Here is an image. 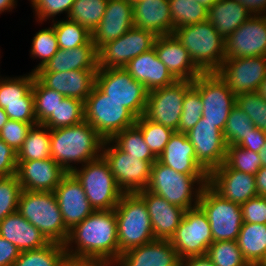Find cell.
I'll list each match as a JSON object with an SVG mask.
<instances>
[{
	"label": "cell",
	"mask_w": 266,
	"mask_h": 266,
	"mask_svg": "<svg viewBox=\"0 0 266 266\" xmlns=\"http://www.w3.org/2000/svg\"><path fill=\"white\" fill-rule=\"evenodd\" d=\"M64 245L67 255L114 265L119 260L115 210H95L70 230Z\"/></svg>",
	"instance_id": "cell-1"
},
{
	"label": "cell",
	"mask_w": 266,
	"mask_h": 266,
	"mask_svg": "<svg viewBox=\"0 0 266 266\" xmlns=\"http://www.w3.org/2000/svg\"><path fill=\"white\" fill-rule=\"evenodd\" d=\"M51 158L67 173L102 154L104 139L87 122L50 130ZM74 164V166H73Z\"/></svg>",
	"instance_id": "cell-2"
},
{
	"label": "cell",
	"mask_w": 266,
	"mask_h": 266,
	"mask_svg": "<svg viewBox=\"0 0 266 266\" xmlns=\"http://www.w3.org/2000/svg\"><path fill=\"white\" fill-rule=\"evenodd\" d=\"M207 184L208 175L179 173L157 159L151 166L146 190L188 210L198 206L202 190Z\"/></svg>",
	"instance_id": "cell-3"
},
{
	"label": "cell",
	"mask_w": 266,
	"mask_h": 266,
	"mask_svg": "<svg viewBox=\"0 0 266 266\" xmlns=\"http://www.w3.org/2000/svg\"><path fill=\"white\" fill-rule=\"evenodd\" d=\"M173 34L202 73L219 71L225 59V40L212 23L185 25L174 29Z\"/></svg>",
	"instance_id": "cell-4"
},
{
	"label": "cell",
	"mask_w": 266,
	"mask_h": 266,
	"mask_svg": "<svg viewBox=\"0 0 266 266\" xmlns=\"http://www.w3.org/2000/svg\"><path fill=\"white\" fill-rule=\"evenodd\" d=\"M17 211L38 228L49 242L66 243L70 230L64 224L54 192L22 189Z\"/></svg>",
	"instance_id": "cell-5"
},
{
	"label": "cell",
	"mask_w": 266,
	"mask_h": 266,
	"mask_svg": "<svg viewBox=\"0 0 266 266\" xmlns=\"http://www.w3.org/2000/svg\"><path fill=\"white\" fill-rule=\"evenodd\" d=\"M114 210L119 258L129 249L155 240L147 207L137 193H123Z\"/></svg>",
	"instance_id": "cell-6"
},
{
	"label": "cell",
	"mask_w": 266,
	"mask_h": 266,
	"mask_svg": "<svg viewBox=\"0 0 266 266\" xmlns=\"http://www.w3.org/2000/svg\"><path fill=\"white\" fill-rule=\"evenodd\" d=\"M81 183L94 210L115 209L123 191L118 187L110 166L101 155L71 172Z\"/></svg>",
	"instance_id": "cell-7"
},
{
	"label": "cell",
	"mask_w": 266,
	"mask_h": 266,
	"mask_svg": "<svg viewBox=\"0 0 266 266\" xmlns=\"http://www.w3.org/2000/svg\"><path fill=\"white\" fill-rule=\"evenodd\" d=\"M87 121L104 140L136 124V117L121 103L103 94L96 86L84 103Z\"/></svg>",
	"instance_id": "cell-8"
},
{
	"label": "cell",
	"mask_w": 266,
	"mask_h": 266,
	"mask_svg": "<svg viewBox=\"0 0 266 266\" xmlns=\"http://www.w3.org/2000/svg\"><path fill=\"white\" fill-rule=\"evenodd\" d=\"M95 86L109 98L121 103L136 118L144 115L148 90L124 68H98Z\"/></svg>",
	"instance_id": "cell-9"
},
{
	"label": "cell",
	"mask_w": 266,
	"mask_h": 266,
	"mask_svg": "<svg viewBox=\"0 0 266 266\" xmlns=\"http://www.w3.org/2000/svg\"><path fill=\"white\" fill-rule=\"evenodd\" d=\"M198 206L208 218L213 242L237 241L243 224L240 204L221 197L207 184L202 190Z\"/></svg>",
	"instance_id": "cell-10"
},
{
	"label": "cell",
	"mask_w": 266,
	"mask_h": 266,
	"mask_svg": "<svg viewBox=\"0 0 266 266\" xmlns=\"http://www.w3.org/2000/svg\"><path fill=\"white\" fill-rule=\"evenodd\" d=\"M193 87L200 93L203 121L214 123L223 132L230 111L236 105V95L217 72L201 73L193 80Z\"/></svg>",
	"instance_id": "cell-11"
},
{
	"label": "cell",
	"mask_w": 266,
	"mask_h": 266,
	"mask_svg": "<svg viewBox=\"0 0 266 266\" xmlns=\"http://www.w3.org/2000/svg\"><path fill=\"white\" fill-rule=\"evenodd\" d=\"M101 155L109 164L116 184L124 193H136L146 189L151 166L156 160H141L135 156H128L111 140H104Z\"/></svg>",
	"instance_id": "cell-12"
},
{
	"label": "cell",
	"mask_w": 266,
	"mask_h": 266,
	"mask_svg": "<svg viewBox=\"0 0 266 266\" xmlns=\"http://www.w3.org/2000/svg\"><path fill=\"white\" fill-rule=\"evenodd\" d=\"M170 242L180 259L206 255L213 237L208 218L199 206L185 211Z\"/></svg>",
	"instance_id": "cell-13"
},
{
	"label": "cell",
	"mask_w": 266,
	"mask_h": 266,
	"mask_svg": "<svg viewBox=\"0 0 266 266\" xmlns=\"http://www.w3.org/2000/svg\"><path fill=\"white\" fill-rule=\"evenodd\" d=\"M193 81H176L174 84L148 91L144 116L178 132L186 92Z\"/></svg>",
	"instance_id": "cell-14"
},
{
	"label": "cell",
	"mask_w": 266,
	"mask_h": 266,
	"mask_svg": "<svg viewBox=\"0 0 266 266\" xmlns=\"http://www.w3.org/2000/svg\"><path fill=\"white\" fill-rule=\"evenodd\" d=\"M157 37L150 31L133 26L97 51L98 68H124L130 60L154 48Z\"/></svg>",
	"instance_id": "cell-15"
},
{
	"label": "cell",
	"mask_w": 266,
	"mask_h": 266,
	"mask_svg": "<svg viewBox=\"0 0 266 266\" xmlns=\"http://www.w3.org/2000/svg\"><path fill=\"white\" fill-rule=\"evenodd\" d=\"M217 73L235 95L257 92L266 76V56L226 58Z\"/></svg>",
	"instance_id": "cell-16"
},
{
	"label": "cell",
	"mask_w": 266,
	"mask_h": 266,
	"mask_svg": "<svg viewBox=\"0 0 266 266\" xmlns=\"http://www.w3.org/2000/svg\"><path fill=\"white\" fill-rule=\"evenodd\" d=\"M257 56H266V15H252L225 40V59Z\"/></svg>",
	"instance_id": "cell-17"
},
{
	"label": "cell",
	"mask_w": 266,
	"mask_h": 266,
	"mask_svg": "<svg viewBox=\"0 0 266 266\" xmlns=\"http://www.w3.org/2000/svg\"><path fill=\"white\" fill-rule=\"evenodd\" d=\"M196 153L197 162L210 173L225 162L227 143L223 132L203 118L186 132Z\"/></svg>",
	"instance_id": "cell-18"
},
{
	"label": "cell",
	"mask_w": 266,
	"mask_h": 266,
	"mask_svg": "<svg viewBox=\"0 0 266 266\" xmlns=\"http://www.w3.org/2000/svg\"><path fill=\"white\" fill-rule=\"evenodd\" d=\"M208 185L221 197L240 205L258 196L255 175L231 169L225 162L208 174Z\"/></svg>",
	"instance_id": "cell-19"
},
{
	"label": "cell",
	"mask_w": 266,
	"mask_h": 266,
	"mask_svg": "<svg viewBox=\"0 0 266 266\" xmlns=\"http://www.w3.org/2000/svg\"><path fill=\"white\" fill-rule=\"evenodd\" d=\"M67 172L52 158L17 161L16 176L27 191L54 192Z\"/></svg>",
	"instance_id": "cell-20"
},
{
	"label": "cell",
	"mask_w": 266,
	"mask_h": 266,
	"mask_svg": "<svg viewBox=\"0 0 266 266\" xmlns=\"http://www.w3.org/2000/svg\"><path fill=\"white\" fill-rule=\"evenodd\" d=\"M65 226L71 230L95 210L87 199L81 183L67 173L54 190Z\"/></svg>",
	"instance_id": "cell-21"
},
{
	"label": "cell",
	"mask_w": 266,
	"mask_h": 266,
	"mask_svg": "<svg viewBox=\"0 0 266 266\" xmlns=\"http://www.w3.org/2000/svg\"><path fill=\"white\" fill-rule=\"evenodd\" d=\"M134 26L133 6L127 0H108L104 16L92 32V42L98 51Z\"/></svg>",
	"instance_id": "cell-22"
},
{
	"label": "cell",
	"mask_w": 266,
	"mask_h": 266,
	"mask_svg": "<svg viewBox=\"0 0 266 266\" xmlns=\"http://www.w3.org/2000/svg\"><path fill=\"white\" fill-rule=\"evenodd\" d=\"M154 48L159 60L177 81H193L202 73L174 34L158 36Z\"/></svg>",
	"instance_id": "cell-23"
},
{
	"label": "cell",
	"mask_w": 266,
	"mask_h": 266,
	"mask_svg": "<svg viewBox=\"0 0 266 266\" xmlns=\"http://www.w3.org/2000/svg\"><path fill=\"white\" fill-rule=\"evenodd\" d=\"M145 202L155 239L170 240L180 225L185 209L171 204L146 189L136 192Z\"/></svg>",
	"instance_id": "cell-24"
},
{
	"label": "cell",
	"mask_w": 266,
	"mask_h": 266,
	"mask_svg": "<svg viewBox=\"0 0 266 266\" xmlns=\"http://www.w3.org/2000/svg\"><path fill=\"white\" fill-rule=\"evenodd\" d=\"M96 73L97 70H70L35 72V75L46 87L85 103L95 86Z\"/></svg>",
	"instance_id": "cell-25"
},
{
	"label": "cell",
	"mask_w": 266,
	"mask_h": 266,
	"mask_svg": "<svg viewBox=\"0 0 266 266\" xmlns=\"http://www.w3.org/2000/svg\"><path fill=\"white\" fill-rule=\"evenodd\" d=\"M115 265L180 266V258L170 240L155 239L122 253Z\"/></svg>",
	"instance_id": "cell-26"
},
{
	"label": "cell",
	"mask_w": 266,
	"mask_h": 266,
	"mask_svg": "<svg viewBox=\"0 0 266 266\" xmlns=\"http://www.w3.org/2000/svg\"><path fill=\"white\" fill-rule=\"evenodd\" d=\"M124 69L148 91L170 86L177 81L159 60L155 48L130 60Z\"/></svg>",
	"instance_id": "cell-27"
},
{
	"label": "cell",
	"mask_w": 266,
	"mask_h": 266,
	"mask_svg": "<svg viewBox=\"0 0 266 266\" xmlns=\"http://www.w3.org/2000/svg\"><path fill=\"white\" fill-rule=\"evenodd\" d=\"M158 160L176 172L188 175H208L197 162L194 146L186 133L174 131Z\"/></svg>",
	"instance_id": "cell-28"
},
{
	"label": "cell",
	"mask_w": 266,
	"mask_h": 266,
	"mask_svg": "<svg viewBox=\"0 0 266 266\" xmlns=\"http://www.w3.org/2000/svg\"><path fill=\"white\" fill-rule=\"evenodd\" d=\"M0 236L14 244L21 252L39 249L50 243L41 231L18 211L9 214L0 222Z\"/></svg>",
	"instance_id": "cell-29"
},
{
	"label": "cell",
	"mask_w": 266,
	"mask_h": 266,
	"mask_svg": "<svg viewBox=\"0 0 266 266\" xmlns=\"http://www.w3.org/2000/svg\"><path fill=\"white\" fill-rule=\"evenodd\" d=\"M134 26L156 36L172 34L169 0H142L133 5Z\"/></svg>",
	"instance_id": "cell-30"
},
{
	"label": "cell",
	"mask_w": 266,
	"mask_h": 266,
	"mask_svg": "<svg viewBox=\"0 0 266 266\" xmlns=\"http://www.w3.org/2000/svg\"><path fill=\"white\" fill-rule=\"evenodd\" d=\"M98 53L94 45L73 49H59L48 63L36 72H65L70 70H97Z\"/></svg>",
	"instance_id": "cell-31"
},
{
	"label": "cell",
	"mask_w": 266,
	"mask_h": 266,
	"mask_svg": "<svg viewBox=\"0 0 266 266\" xmlns=\"http://www.w3.org/2000/svg\"><path fill=\"white\" fill-rule=\"evenodd\" d=\"M251 16L246 7L235 0H218L208 9V21L224 40Z\"/></svg>",
	"instance_id": "cell-32"
},
{
	"label": "cell",
	"mask_w": 266,
	"mask_h": 266,
	"mask_svg": "<svg viewBox=\"0 0 266 266\" xmlns=\"http://www.w3.org/2000/svg\"><path fill=\"white\" fill-rule=\"evenodd\" d=\"M237 243L250 266H261L266 260V224L243 223Z\"/></svg>",
	"instance_id": "cell-33"
},
{
	"label": "cell",
	"mask_w": 266,
	"mask_h": 266,
	"mask_svg": "<svg viewBox=\"0 0 266 266\" xmlns=\"http://www.w3.org/2000/svg\"><path fill=\"white\" fill-rule=\"evenodd\" d=\"M35 76L32 72L13 78L0 76V107L4 109L8 105L34 104L32 87Z\"/></svg>",
	"instance_id": "cell-34"
},
{
	"label": "cell",
	"mask_w": 266,
	"mask_h": 266,
	"mask_svg": "<svg viewBox=\"0 0 266 266\" xmlns=\"http://www.w3.org/2000/svg\"><path fill=\"white\" fill-rule=\"evenodd\" d=\"M50 129L36 124L28 131L21 149L17 152V161L42 160L51 158Z\"/></svg>",
	"instance_id": "cell-35"
},
{
	"label": "cell",
	"mask_w": 266,
	"mask_h": 266,
	"mask_svg": "<svg viewBox=\"0 0 266 266\" xmlns=\"http://www.w3.org/2000/svg\"><path fill=\"white\" fill-rule=\"evenodd\" d=\"M85 120L84 102L78 99L64 97L58 104L55 112L42 123L50 130L69 127L79 124Z\"/></svg>",
	"instance_id": "cell-36"
},
{
	"label": "cell",
	"mask_w": 266,
	"mask_h": 266,
	"mask_svg": "<svg viewBox=\"0 0 266 266\" xmlns=\"http://www.w3.org/2000/svg\"><path fill=\"white\" fill-rule=\"evenodd\" d=\"M53 28L55 30L58 48L73 49L82 45H94L92 42V33L77 22L66 20H54L52 18Z\"/></svg>",
	"instance_id": "cell-37"
},
{
	"label": "cell",
	"mask_w": 266,
	"mask_h": 266,
	"mask_svg": "<svg viewBox=\"0 0 266 266\" xmlns=\"http://www.w3.org/2000/svg\"><path fill=\"white\" fill-rule=\"evenodd\" d=\"M169 9L172 34L176 28L208 20V8L195 0H169Z\"/></svg>",
	"instance_id": "cell-38"
},
{
	"label": "cell",
	"mask_w": 266,
	"mask_h": 266,
	"mask_svg": "<svg viewBox=\"0 0 266 266\" xmlns=\"http://www.w3.org/2000/svg\"><path fill=\"white\" fill-rule=\"evenodd\" d=\"M107 2L108 0H75L66 18L92 33L104 16Z\"/></svg>",
	"instance_id": "cell-39"
},
{
	"label": "cell",
	"mask_w": 266,
	"mask_h": 266,
	"mask_svg": "<svg viewBox=\"0 0 266 266\" xmlns=\"http://www.w3.org/2000/svg\"><path fill=\"white\" fill-rule=\"evenodd\" d=\"M65 255V245L50 242L42 248L20 252L12 266H58Z\"/></svg>",
	"instance_id": "cell-40"
},
{
	"label": "cell",
	"mask_w": 266,
	"mask_h": 266,
	"mask_svg": "<svg viewBox=\"0 0 266 266\" xmlns=\"http://www.w3.org/2000/svg\"><path fill=\"white\" fill-rule=\"evenodd\" d=\"M111 141L128 156H135L141 160H157L144 141L142 131L136 125L117 133Z\"/></svg>",
	"instance_id": "cell-41"
},
{
	"label": "cell",
	"mask_w": 266,
	"mask_h": 266,
	"mask_svg": "<svg viewBox=\"0 0 266 266\" xmlns=\"http://www.w3.org/2000/svg\"><path fill=\"white\" fill-rule=\"evenodd\" d=\"M135 125L142 131L144 141L158 159L174 131L147 119L144 115L136 119Z\"/></svg>",
	"instance_id": "cell-42"
},
{
	"label": "cell",
	"mask_w": 266,
	"mask_h": 266,
	"mask_svg": "<svg viewBox=\"0 0 266 266\" xmlns=\"http://www.w3.org/2000/svg\"><path fill=\"white\" fill-rule=\"evenodd\" d=\"M35 116L37 124H42L64 99V95L46 87L36 76L33 81Z\"/></svg>",
	"instance_id": "cell-43"
},
{
	"label": "cell",
	"mask_w": 266,
	"mask_h": 266,
	"mask_svg": "<svg viewBox=\"0 0 266 266\" xmlns=\"http://www.w3.org/2000/svg\"><path fill=\"white\" fill-rule=\"evenodd\" d=\"M206 256L215 266H250L244 259L237 241L212 242Z\"/></svg>",
	"instance_id": "cell-44"
},
{
	"label": "cell",
	"mask_w": 266,
	"mask_h": 266,
	"mask_svg": "<svg viewBox=\"0 0 266 266\" xmlns=\"http://www.w3.org/2000/svg\"><path fill=\"white\" fill-rule=\"evenodd\" d=\"M58 50V41L53 25L39 30L32 39L30 54L32 55L31 57L41 60L31 72L35 73L44 67Z\"/></svg>",
	"instance_id": "cell-45"
},
{
	"label": "cell",
	"mask_w": 266,
	"mask_h": 266,
	"mask_svg": "<svg viewBox=\"0 0 266 266\" xmlns=\"http://www.w3.org/2000/svg\"><path fill=\"white\" fill-rule=\"evenodd\" d=\"M254 128L251 118L235 105L230 111L223 131L225 142L227 145H238Z\"/></svg>",
	"instance_id": "cell-46"
},
{
	"label": "cell",
	"mask_w": 266,
	"mask_h": 266,
	"mask_svg": "<svg viewBox=\"0 0 266 266\" xmlns=\"http://www.w3.org/2000/svg\"><path fill=\"white\" fill-rule=\"evenodd\" d=\"M225 163L231 169L251 175H255L262 167V162L257 152L238 145H227Z\"/></svg>",
	"instance_id": "cell-47"
},
{
	"label": "cell",
	"mask_w": 266,
	"mask_h": 266,
	"mask_svg": "<svg viewBox=\"0 0 266 266\" xmlns=\"http://www.w3.org/2000/svg\"><path fill=\"white\" fill-rule=\"evenodd\" d=\"M236 105L251 118L255 127L266 129V100L258 92L236 95Z\"/></svg>",
	"instance_id": "cell-48"
},
{
	"label": "cell",
	"mask_w": 266,
	"mask_h": 266,
	"mask_svg": "<svg viewBox=\"0 0 266 266\" xmlns=\"http://www.w3.org/2000/svg\"><path fill=\"white\" fill-rule=\"evenodd\" d=\"M21 191L16 174L0 178V222L17 211Z\"/></svg>",
	"instance_id": "cell-49"
},
{
	"label": "cell",
	"mask_w": 266,
	"mask_h": 266,
	"mask_svg": "<svg viewBox=\"0 0 266 266\" xmlns=\"http://www.w3.org/2000/svg\"><path fill=\"white\" fill-rule=\"evenodd\" d=\"M203 104L200 93L192 86L185 94L178 132L186 133L202 118Z\"/></svg>",
	"instance_id": "cell-50"
},
{
	"label": "cell",
	"mask_w": 266,
	"mask_h": 266,
	"mask_svg": "<svg viewBox=\"0 0 266 266\" xmlns=\"http://www.w3.org/2000/svg\"><path fill=\"white\" fill-rule=\"evenodd\" d=\"M75 0H30L36 21L42 24L58 14L70 13Z\"/></svg>",
	"instance_id": "cell-51"
},
{
	"label": "cell",
	"mask_w": 266,
	"mask_h": 266,
	"mask_svg": "<svg viewBox=\"0 0 266 266\" xmlns=\"http://www.w3.org/2000/svg\"><path fill=\"white\" fill-rule=\"evenodd\" d=\"M37 123H25L9 119L0 130V138L15 152H18L27 137L28 131Z\"/></svg>",
	"instance_id": "cell-52"
},
{
	"label": "cell",
	"mask_w": 266,
	"mask_h": 266,
	"mask_svg": "<svg viewBox=\"0 0 266 266\" xmlns=\"http://www.w3.org/2000/svg\"><path fill=\"white\" fill-rule=\"evenodd\" d=\"M243 223L266 224V197L256 196L240 205Z\"/></svg>",
	"instance_id": "cell-53"
},
{
	"label": "cell",
	"mask_w": 266,
	"mask_h": 266,
	"mask_svg": "<svg viewBox=\"0 0 266 266\" xmlns=\"http://www.w3.org/2000/svg\"><path fill=\"white\" fill-rule=\"evenodd\" d=\"M17 152L0 138V178L16 174Z\"/></svg>",
	"instance_id": "cell-54"
},
{
	"label": "cell",
	"mask_w": 266,
	"mask_h": 266,
	"mask_svg": "<svg viewBox=\"0 0 266 266\" xmlns=\"http://www.w3.org/2000/svg\"><path fill=\"white\" fill-rule=\"evenodd\" d=\"M9 119L25 123H37L34 104H15L4 108Z\"/></svg>",
	"instance_id": "cell-55"
},
{
	"label": "cell",
	"mask_w": 266,
	"mask_h": 266,
	"mask_svg": "<svg viewBox=\"0 0 266 266\" xmlns=\"http://www.w3.org/2000/svg\"><path fill=\"white\" fill-rule=\"evenodd\" d=\"M266 143V132L264 129L255 127L251 132L243 139L238 146L252 150L253 152H259Z\"/></svg>",
	"instance_id": "cell-56"
},
{
	"label": "cell",
	"mask_w": 266,
	"mask_h": 266,
	"mask_svg": "<svg viewBox=\"0 0 266 266\" xmlns=\"http://www.w3.org/2000/svg\"><path fill=\"white\" fill-rule=\"evenodd\" d=\"M20 252L14 244L0 236V266H12Z\"/></svg>",
	"instance_id": "cell-57"
},
{
	"label": "cell",
	"mask_w": 266,
	"mask_h": 266,
	"mask_svg": "<svg viewBox=\"0 0 266 266\" xmlns=\"http://www.w3.org/2000/svg\"><path fill=\"white\" fill-rule=\"evenodd\" d=\"M58 266H104L101 262L83 257L65 255Z\"/></svg>",
	"instance_id": "cell-58"
},
{
	"label": "cell",
	"mask_w": 266,
	"mask_h": 266,
	"mask_svg": "<svg viewBox=\"0 0 266 266\" xmlns=\"http://www.w3.org/2000/svg\"><path fill=\"white\" fill-rule=\"evenodd\" d=\"M244 5L252 15H266V0H235Z\"/></svg>",
	"instance_id": "cell-59"
},
{
	"label": "cell",
	"mask_w": 266,
	"mask_h": 266,
	"mask_svg": "<svg viewBox=\"0 0 266 266\" xmlns=\"http://www.w3.org/2000/svg\"><path fill=\"white\" fill-rule=\"evenodd\" d=\"M180 266H215L206 255L190 256L180 259Z\"/></svg>",
	"instance_id": "cell-60"
},
{
	"label": "cell",
	"mask_w": 266,
	"mask_h": 266,
	"mask_svg": "<svg viewBox=\"0 0 266 266\" xmlns=\"http://www.w3.org/2000/svg\"><path fill=\"white\" fill-rule=\"evenodd\" d=\"M258 196L266 197V167L262 166L255 174Z\"/></svg>",
	"instance_id": "cell-61"
},
{
	"label": "cell",
	"mask_w": 266,
	"mask_h": 266,
	"mask_svg": "<svg viewBox=\"0 0 266 266\" xmlns=\"http://www.w3.org/2000/svg\"><path fill=\"white\" fill-rule=\"evenodd\" d=\"M17 0H0V14L2 12H6L7 10L10 12L13 8H15Z\"/></svg>",
	"instance_id": "cell-62"
},
{
	"label": "cell",
	"mask_w": 266,
	"mask_h": 266,
	"mask_svg": "<svg viewBox=\"0 0 266 266\" xmlns=\"http://www.w3.org/2000/svg\"><path fill=\"white\" fill-rule=\"evenodd\" d=\"M259 95L266 100V76L263 79L262 83L259 86V89L257 91Z\"/></svg>",
	"instance_id": "cell-63"
},
{
	"label": "cell",
	"mask_w": 266,
	"mask_h": 266,
	"mask_svg": "<svg viewBox=\"0 0 266 266\" xmlns=\"http://www.w3.org/2000/svg\"><path fill=\"white\" fill-rule=\"evenodd\" d=\"M9 120L7 113L0 107V130Z\"/></svg>",
	"instance_id": "cell-64"
},
{
	"label": "cell",
	"mask_w": 266,
	"mask_h": 266,
	"mask_svg": "<svg viewBox=\"0 0 266 266\" xmlns=\"http://www.w3.org/2000/svg\"><path fill=\"white\" fill-rule=\"evenodd\" d=\"M259 157L262 162V166L266 167V143L262 147V149L258 152Z\"/></svg>",
	"instance_id": "cell-65"
},
{
	"label": "cell",
	"mask_w": 266,
	"mask_h": 266,
	"mask_svg": "<svg viewBox=\"0 0 266 266\" xmlns=\"http://www.w3.org/2000/svg\"><path fill=\"white\" fill-rule=\"evenodd\" d=\"M197 3L204 5L206 8L213 6L218 0H195Z\"/></svg>",
	"instance_id": "cell-66"
},
{
	"label": "cell",
	"mask_w": 266,
	"mask_h": 266,
	"mask_svg": "<svg viewBox=\"0 0 266 266\" xmlns=\"http://www.w3.org/2000/svg\"><path fill=\"white\" fill-rule=\"evenodd\" d=\"M132 6L135 5L136 3L142 1V0H127Z\"/></svg>",
	"instance_id": "cell-67"
},
{
	"label": "cell",
	"mask_w": 266,
	"mask_h": 266,
	"mask_svg": "<svg viewBox=\"0 0 266 266\" xmlns=\"http://www.w3.org/2000/svg\"><path fill=\"white\" fill-rule=\"evenodd\" d=\"M261 266H266V260H265V262Z\"/></svg>",
	"instance_id": "cell-68"
}]
</instances>
